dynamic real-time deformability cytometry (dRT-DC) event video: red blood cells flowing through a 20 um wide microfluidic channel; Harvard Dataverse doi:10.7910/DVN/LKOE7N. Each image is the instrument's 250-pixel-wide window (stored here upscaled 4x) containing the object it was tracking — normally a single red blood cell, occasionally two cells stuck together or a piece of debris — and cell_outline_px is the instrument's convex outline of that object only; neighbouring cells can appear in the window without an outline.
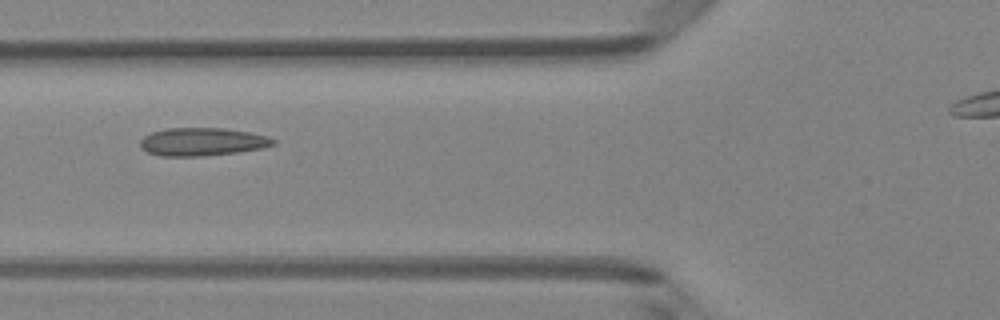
{"species": "Egyptian fruit bat (a non-hibernating species)", "species_latin": "Rousettus aegyptiacus", "temperature_condition": "room temperature", "stored_images_in_passage": 5, "camera_frame_rate_fps": 3000, "um_per_image_px": 0.085, "animal": {"sex": "female"}, "frame": {"image": 1, "passage_image": 5, "time_ms": 4.333, "image_size_px": [1000, 320], "cell_outline_px": [[276, 144], [260, 148], [236, 152], [204, 156], [160, 156], [148, 152], [140, 148], [140, 140], [144, 136], [152, 132], [168, 128], [224, 128], [248, 132], [264, 136], [276, 140]], "centroid_in_image_um": [17.14, 12.05], "position_along_channel_um": 108.7, "area_um2": 21.56}}